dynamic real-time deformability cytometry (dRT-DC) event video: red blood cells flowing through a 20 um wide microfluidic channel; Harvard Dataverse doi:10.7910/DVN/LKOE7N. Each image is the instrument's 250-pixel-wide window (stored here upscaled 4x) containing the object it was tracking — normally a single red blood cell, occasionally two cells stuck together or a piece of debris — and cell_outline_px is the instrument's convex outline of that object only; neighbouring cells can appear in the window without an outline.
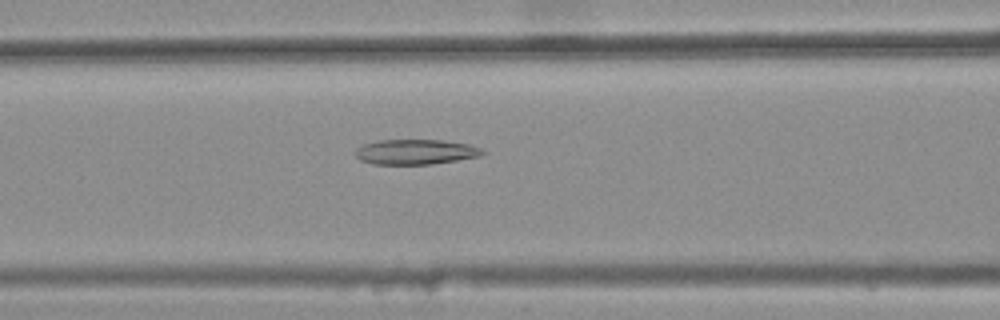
{"species": "common noctule bat (a hibernating species)", "species_latin": "Nyctalus noctula", "temperature_condition": "warm", "stored_images_in_passage": 31, "camera_frame_rate_fps": 3000, "um_per_image_px": 0.085, "animal": {"sex": "female", "body_mass_g": 25.1}, "frame": {"image": 1, "passage_image": 6, "time_ms": 1.667, "image_size_px": [1000, 320], "cell_outline_px": [[488, 152], [480, 156], [432, 164], [372, 164], [360, 160], [356, 156], [356, 148], [364, 144], [376, 140], [444, 140], [468, 144], [480, 148]], "centroid_in_image_um": [35.33, 12.91], "position_along_channel_um": 131.3, "area_um2": 18.61}}
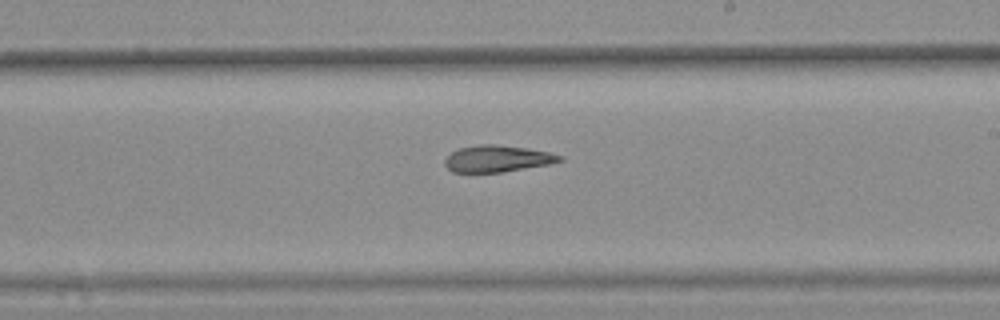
{"frame": {"image": 2, "passage_image": 15, "time_ms": 4.667, "image_size_px": [1000, 320], "cell_outline_px": [[564, 160], [552, 164], [500, 172], [452, 172], [444, 164], [444, 160], [452, 152], [460, 148], [480, 144], [492, 144], [524, 148], [548, 152], [564, 156]], "centroid_in_image_um": [42.3, 13.49], "position_along_channel_um": 246.7, "area_um2": 17.69}}
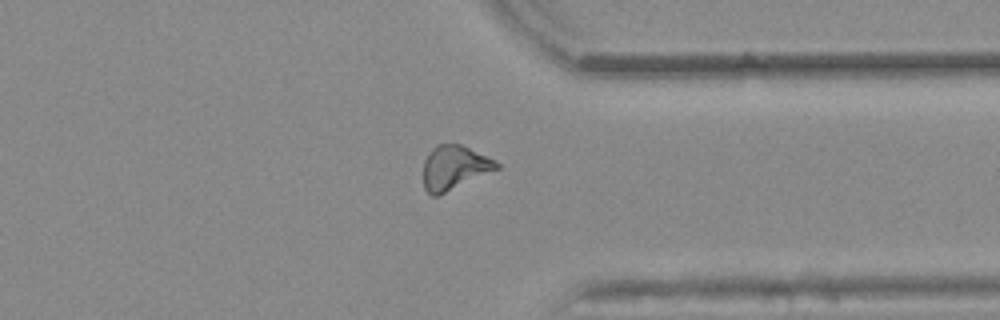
{"frame": {"image": 3, "passage_image": 25, "time_ms": 8.0, "image_size_px": [1000, 320], "cell_outline_px": [[500, 168], [436, 196], [432, 196], [424, 188], [424, 160], [428, 152], [436, 144], [460, 144], [496, 160], [500, 164]], "centroid_in_image_um": [38.61, 14.23], "position_along_channel_um": 372.8, "area_um2": 18.67}, "authors_computed_cell_mechanics": {"area_um2": 18.4382, "velocity_mm_per_s": 3.8562, "shape_relaxation_time_tau1_ms": null, "shape_relaxation_time_tau2_ms": 5.3716, "deformation_change_tau1": null, "deformation_change_tau2": 0.1689}}